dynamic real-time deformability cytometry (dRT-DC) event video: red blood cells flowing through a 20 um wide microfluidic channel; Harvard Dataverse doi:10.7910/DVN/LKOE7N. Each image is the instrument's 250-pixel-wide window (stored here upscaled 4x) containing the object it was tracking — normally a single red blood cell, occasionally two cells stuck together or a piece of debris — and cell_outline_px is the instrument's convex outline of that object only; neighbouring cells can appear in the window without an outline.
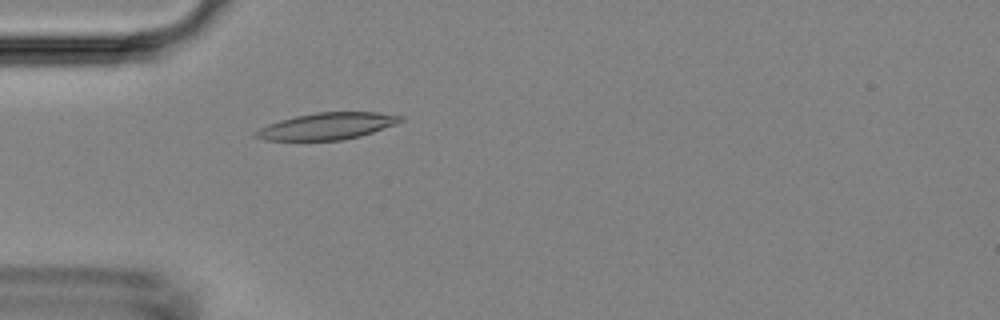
{"species": "Egyptian fruit bat (a non-hibernating species)", "species_latin": "Rousettus aegyptiacus", "temperature_condition": "room temperature", "stored_images_in_passage": 4, "camera_frame_rate_fps": 3000, "um_per_image_px": 0.085, "animal": {"sex": "female"}, "frame": {"image": 1, "passage_image": 4, "time_ms": 4.333, "image_size_px": [1000, 320], "cell_outline_px": [[404, 120], [396, 124], [360, 136], [344, 140], [264, 140], [252, 136], [252, 132], [268, 124], [280, 120], [296, 116], [316, 112], [380, 112], [404, 116]], "centroid_in_image_um": [27.8, 10.72], "position_along_channel_um": 57.2, "area_um2": 22.66}}